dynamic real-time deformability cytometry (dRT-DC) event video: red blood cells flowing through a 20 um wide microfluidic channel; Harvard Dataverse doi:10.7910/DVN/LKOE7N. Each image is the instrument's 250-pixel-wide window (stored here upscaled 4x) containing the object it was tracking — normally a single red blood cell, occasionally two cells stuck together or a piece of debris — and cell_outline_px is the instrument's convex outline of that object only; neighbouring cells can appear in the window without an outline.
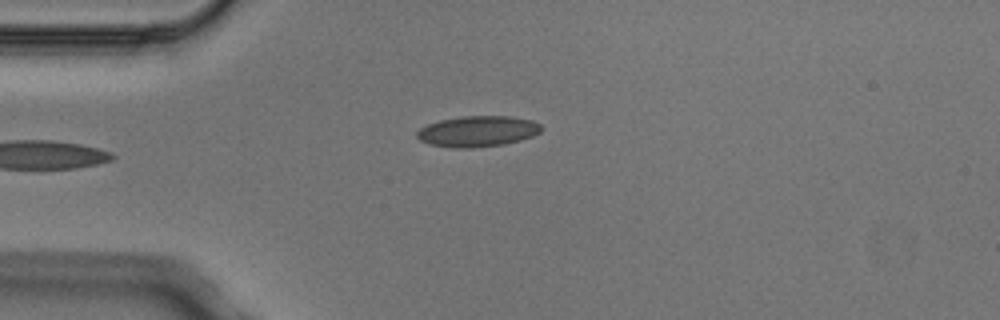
{"species": "Egyptian fruit bat (a non-hibernating species)", "species_latin": "Rousettus aegyptiacus", "temperature_condition": "cold", "stored_images_in_passage": 4, "camera_frame_rate_fps": 3000, "um_per_image_px": 0.085, "animal": {"sex": "male"}, "frame": {"image": 1, "passage_image": 4, "time_ms": 1.0, "image_size_px": [1000, 320], "cell_outline_px": [[540, 132], [532, 136], [520, 140], [504, 144], [472, 148], [452, 148], [428, 144], [420, 140], [416, 136], [416, 132], [420, 128], [428, 124], [440, 120], [460, 116], [512, 116], [532, 120], [540, 124]], "centroid_in_image_um": [40.57, 11.16], "position_along_channel_um": 44.4, "area_um2": 22.43}}